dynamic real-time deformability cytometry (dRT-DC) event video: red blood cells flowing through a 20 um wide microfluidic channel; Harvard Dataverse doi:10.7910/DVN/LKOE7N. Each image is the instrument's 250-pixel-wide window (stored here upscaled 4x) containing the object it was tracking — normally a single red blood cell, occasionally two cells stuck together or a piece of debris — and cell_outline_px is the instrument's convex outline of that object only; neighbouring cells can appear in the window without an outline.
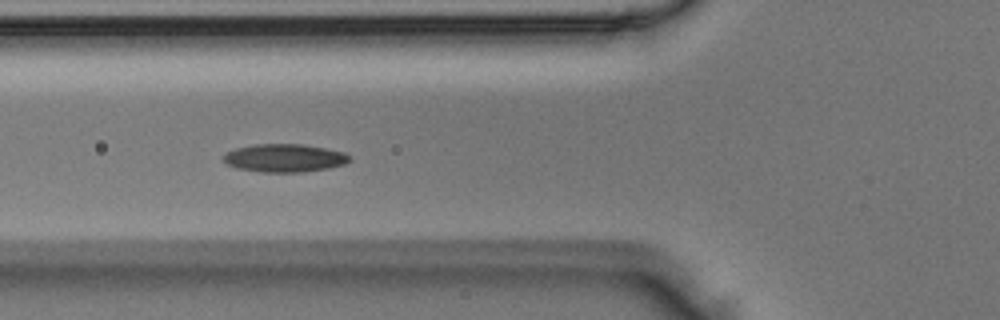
{"species": "Egyptian fruit bat (a non-hibernating species)", "species_latin": "Rousettus aegyptiacus", "temperature_condition": "room temperature", "stored_images_in_passage": 6, "camera_frame_rate_fps": 3000, "um_per_image_px": 0.085, "animal": {"sex": "male"}, "frame": {"image": 1, "passage_image": 5, "time_ms": 1.333, "image_size_px": [1000, 320], "cell_outline_px": [[352, 160], [344, 164], [328, 168], [304, 172], [260, 172], [236, 168], [228, 164], [224, 160], [224, 156], [228, 152], [236, 148], [256, 144], [304, 144], [344, 152]], "centroid_in_image_um": [24.2, 13.43], "position_along_channel_um": 101.6, "area_um2": 20.52}}
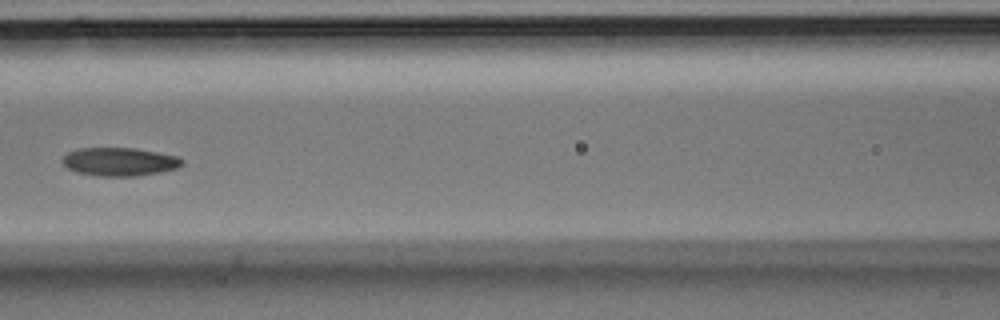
{"frame": {"image": 2, "passage_image": 6, "time_ms": 1.667, "image_size_px": [1000, 320], "cell_outline_px": [[184, 164], [176, 168], [160, 172], [136, 176], [100, 176], [76, 172], [68, 168], [64, 164], [64, 156], [68, 152], [80, 148], [136, 148], [176, 156], [184, 160]], "centroid_in_image_um": [10.18, 13.75], "position_along_channel_um": 156.4, "area_um2": 19.59}}